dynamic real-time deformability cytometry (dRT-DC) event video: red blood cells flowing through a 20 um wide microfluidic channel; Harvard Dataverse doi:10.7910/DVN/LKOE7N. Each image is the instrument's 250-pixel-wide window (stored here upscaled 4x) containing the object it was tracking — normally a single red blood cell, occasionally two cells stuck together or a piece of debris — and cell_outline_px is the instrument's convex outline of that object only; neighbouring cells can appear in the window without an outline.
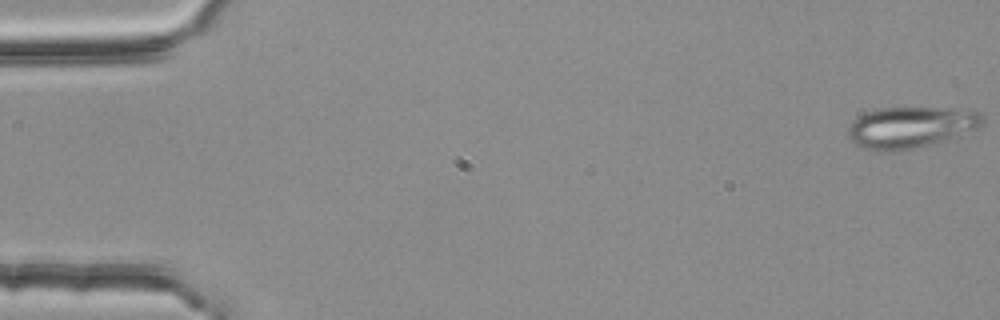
{"species": "common noctule bat (a hibernating species)", "species_latin": "Nyctalus noctula", "temperature_condition": "room temperature", "stored_images_in_passage": 54, "camera_frame_rate_fps": 3000, "um_per_image_px": 0.085, "animal": {"sex": "female", "body_mass_g": 25.1}, "frame": {"image": 1, "passage_image": 1, "time_ms": 0.0, "image_size_px": [1000, 320], "cell_outline_px": [[984, 124], [980, 128], [944, 140], [900, 152], [880, 152], [864, 148], [856, 144], [848, 136], [848, 128], [852, 120], [856, 116], [864, 112], [880, 108], [952, 108], [980, 112], [984, 116]], "centroid_in_image_um": [77.39, 10.82], "position_along_channel_um": 7.6, "area_um2": 32.71}}
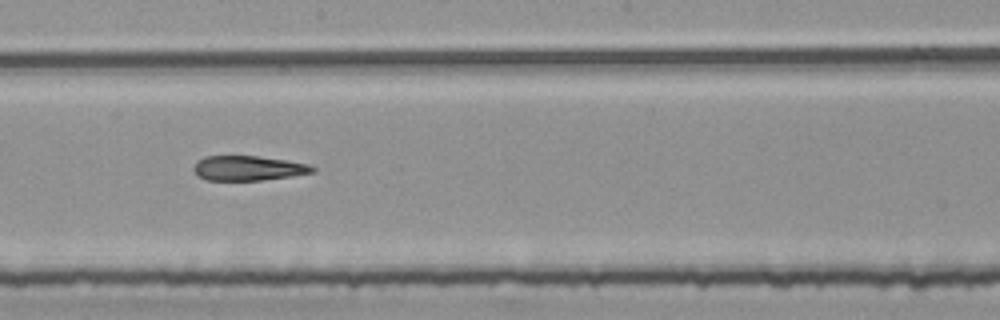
{"frame": {"image": 2, "passage_image": 30, "time_ms": 9.667, "image_size_px": [1000, 320], "cell_outline_px": [[316, 172], [292, 176], [264, 180], [208, 180], [200, 176], [192, 168], [196, 160], [204, 156], [256, 156], [284, 160], [308, 164], [316, 168]], "centroid_in_image_um": [21.1, 14.29], "position_along_channel_um": 227.1, "area_um2": 17.11}}
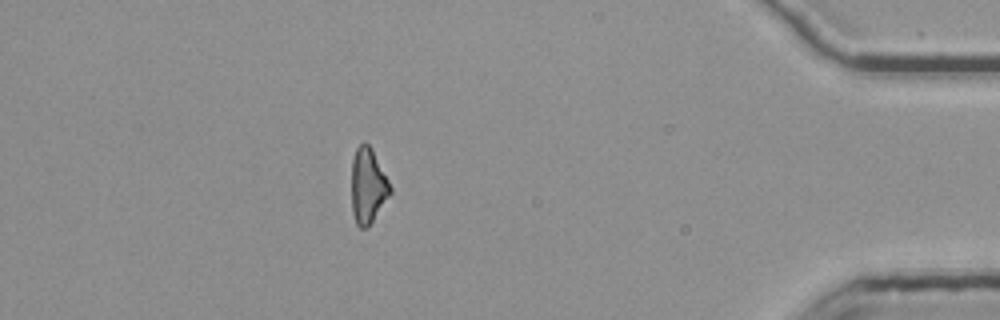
{"frame": {"image": 3, "passage_image": 48, "time_ms": 15.667, "image_size_px": [1000, 320], "cell_outline_px": [[392, 192], [368, 228], [360, 228], [356, 224], [352, 212], [352, 160], [356, 148], [364, 140], [372, 148], [392, 188]], "centroid_in_image_um": [31.27, 15.8], "position_along_channel_um": 403.9, "area_um2": 17.05}, "authors_computed_cell_mechanics": {"area_um2": 18.6116, "velocity_mm_per_s": 3.7811, "shape_relaxation_time_tau1_ms": null, "shape_relaxation_time_tau2_ms": 7.6678, "deformation_change_tau1": null, "deformation_change_tau2": 0.2222}}